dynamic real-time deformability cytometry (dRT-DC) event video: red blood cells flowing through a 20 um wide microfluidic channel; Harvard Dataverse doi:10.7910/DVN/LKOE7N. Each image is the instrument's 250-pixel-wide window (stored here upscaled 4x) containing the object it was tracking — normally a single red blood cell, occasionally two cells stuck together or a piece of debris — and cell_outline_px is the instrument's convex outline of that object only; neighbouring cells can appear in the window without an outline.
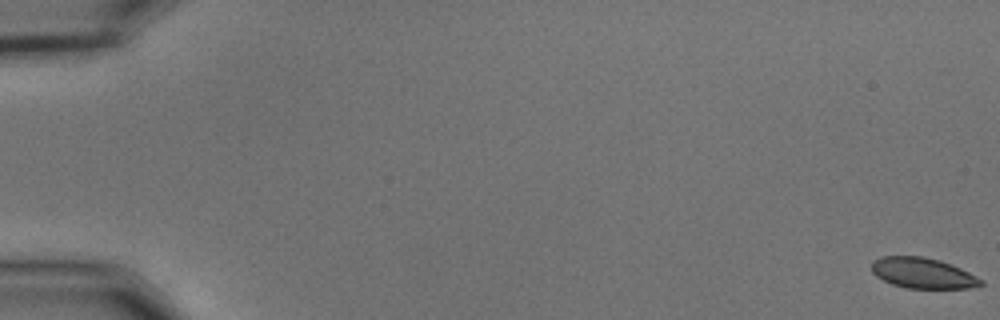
{"species": "common noctule bat (a hibernating species)", "species_latin": "Nyctalus noctula", "temperature_condition": "cold", "stored_images_in_passage": 57, "camera_frame_rate_fps": 3000, "um_per_image_px": 0.085, "animal": {"sex": "male", "body_mass_g": 15.6}, "frame": {"image": 1, "passage_image": 1, "time_ms": 0.0, "image_size_px": [1000, 320], "cell_outline_px": [[984, 284], [968, 288], [908, 288], [892, 284], [876, 276], [872, 272], [872, 260], [880, 256], [924, 256], [940, 260], [960, 268], [984, 280]], "centroid_in_image_um": [78.42, 23.2], "position_along_channel_um": 6.6, "area_um2": 19.48}}
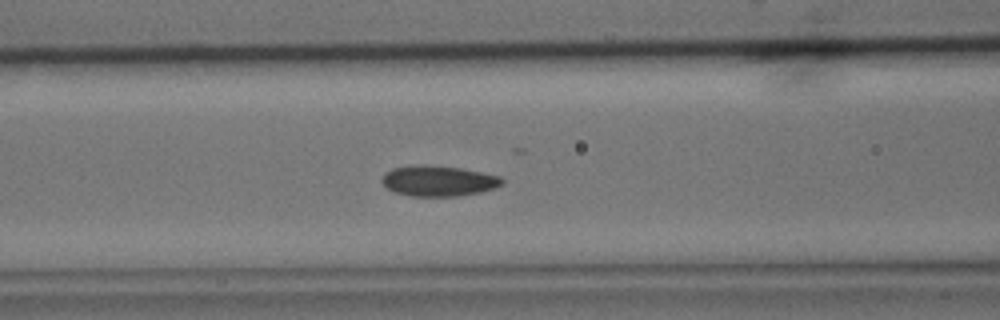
{"frame": {"image": 2, "passage_image": 25, "time_ms": 8.0, "image_size_px": [1000, 320], "cell_outline_px": [[504, 184], [496, 188], [480, 192], [460, 196], [412, 196], [396, 192], [388, 188], [380, 180], [384, 172], [392, 168], [412, 164], [424, 164], [460, 168], [500, 176], [504, 180]], "centroid_in_image_um": [37.26, 15.36], "position_along_channel_um": 129.3, "area_um2": 21.62}}
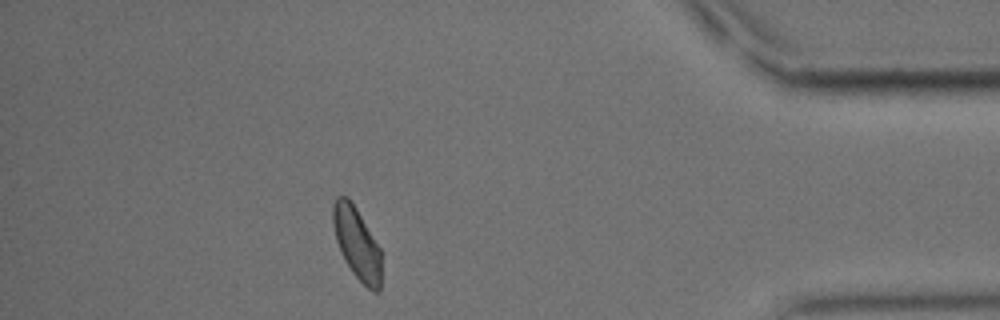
{"frame": {"image": 3, "passage_image": 51, "time_ms": 16.667, "image_size_px": [1000, 320], "cell_outline_px": [[380, 292], [372, 292], [352, 272], [340, 252], [336, 240], [332, 224], [332, 204], [336, 196], [348, 196], [356, 208], [380, 248]], "centroid_in_image_um": [30.3, 20.65], "position_along_channel_um": 404.9, "area_um2": 20.17}, "authors_computed_cell_mechanics": {"area_um2": 20.5768, "velocity_mm_per_s": 3.6265, "shape_relaxation_time_tau1_ms": 3.9936, "shape_relaxation_time_tau2_ms": 3.0312, "deformation_change_tau1": 0.0965, "deformation_change_tau2": 0.0562}}